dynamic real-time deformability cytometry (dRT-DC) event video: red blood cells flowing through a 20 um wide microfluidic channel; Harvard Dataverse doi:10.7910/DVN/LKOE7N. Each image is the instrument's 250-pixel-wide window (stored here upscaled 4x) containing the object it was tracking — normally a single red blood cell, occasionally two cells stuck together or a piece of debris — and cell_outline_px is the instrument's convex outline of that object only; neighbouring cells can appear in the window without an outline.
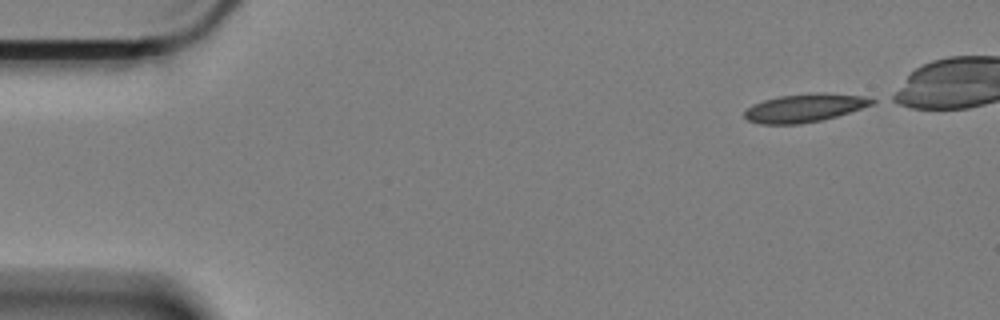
{"species": "Egyptian fruit bat (a non-hibernating species)", "species_latin": "Rousettus aegyptiacus", "temperature_condition": "cold", "stored_images_in_passage": 48, "camera_frame_rate_fps": 3000, "um_per_image_px": 0.085, "animal": {"sex": "female"}, "frame": {"image": 1, "passage_image": 1, "time_ms": 0.0, "image_size_px": [1000, 320], "cell_outline_px": [[876, 104], [836, 116], [820, 120], [800, 124], [760, 124], [748, 120], [744, 116], [744, 112], [752, 104], [764, 100], [780, 96], [808, 92], [828, 92], [864, 96], [876, 100]], "centroid_in_image_um": [68.43, 9.15], "position_along_channel_um": 16.6, "area_um2": 21.21}}
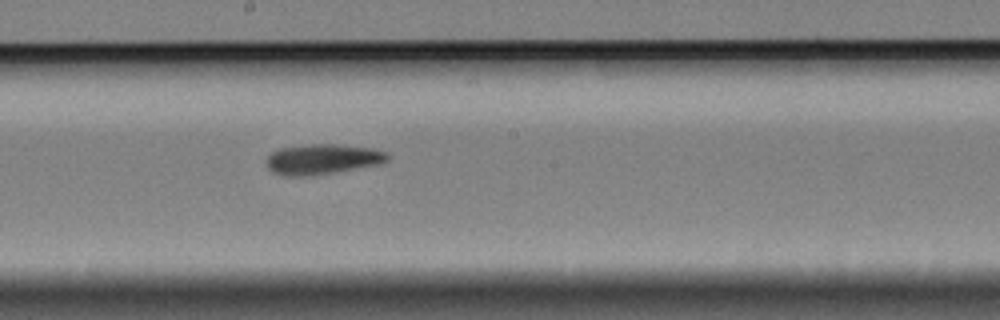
{"frame": {"image": 2, "passage_image": 28, "time_ms": 9.0, "image_size_px": [1000, 320], "cell_outline_px": [[388, 160], [380, 164], [308, 176], [284, 176], [272, 172], [268, 168], [264, 160], [272, 152], [280, 148], [312, 144], [336, 144], [372, 148], [388, 152]], "centroid_in_image_um": [27.38, 13.53], "position_along_channel_um": 220.8, "area_um2": 21.33}}
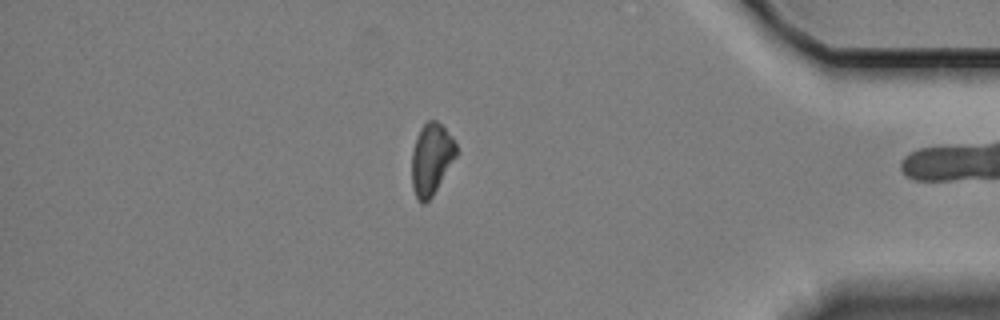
{"frame": {"image": 3, "passage_image": 47, "time_ms": 15.333, "image_size_px": [1000, 320], "cell_outline_px": [[460, 152], [432, 196], [424, 204], [420, 204], [412, 188], [412, 152], [416, 136], [420, 128], [428, 120], [436, 120], [452, 136]], "centroid_in_image_um": [36.68, 13.51], "position_along_channel_um": 398.5, "area_um2": 18.79}}